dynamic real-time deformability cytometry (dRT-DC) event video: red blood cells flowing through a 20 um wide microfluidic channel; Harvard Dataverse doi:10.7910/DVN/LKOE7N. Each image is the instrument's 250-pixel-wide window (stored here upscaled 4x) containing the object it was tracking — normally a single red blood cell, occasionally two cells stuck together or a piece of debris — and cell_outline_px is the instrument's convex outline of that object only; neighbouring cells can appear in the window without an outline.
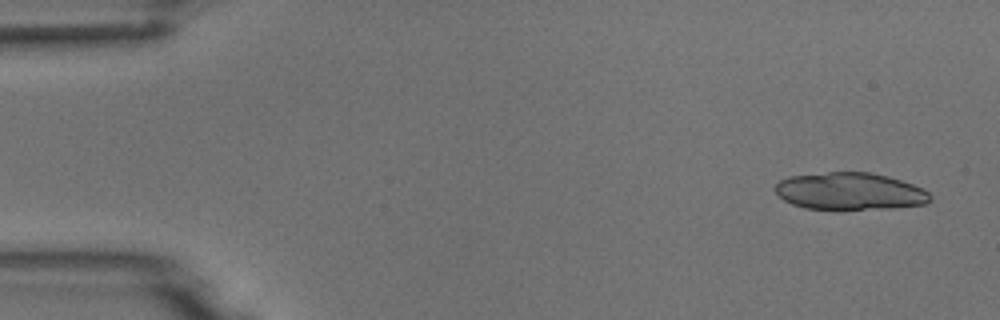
{"species": "common noctule bat (a hibernating species)", "species_latin": "Nyctalus noctula", "temperature_condition": "room temperature", "stored_images_in_passage": 6, "camera_frame_rate_fps": 3000, "um_per_image_px": 0.085, "animal": {"sex": "male", "body_mass_g": 18.8}, "frame": {"image": 1, "passage_image": 1, "time_ms": 0.0, "image_size_px": [1000, 320], "cell_outline_px": [[932, 200], [928, 204], [892, 208], [804, 208], [792, 204], [784, 200], [776, 192], [776, 184], [780, 180], [788, 176], [828, 172], [872, 172], [888, 176], [912, 184], [928, 192], [932, 196]], "centroid_in_image_um": [72.26, 16.24], "position_along_channel_um": 12.7, "area_um2": 33.35}}